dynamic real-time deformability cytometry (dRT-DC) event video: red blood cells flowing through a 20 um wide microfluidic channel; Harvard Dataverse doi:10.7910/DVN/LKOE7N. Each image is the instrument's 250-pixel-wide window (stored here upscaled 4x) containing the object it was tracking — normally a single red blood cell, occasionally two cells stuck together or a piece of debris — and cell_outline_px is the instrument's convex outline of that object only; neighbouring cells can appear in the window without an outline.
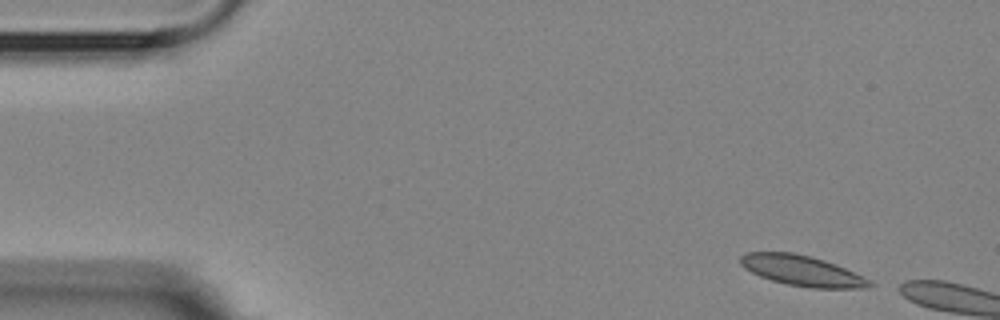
{"species": "Egyptian fruit bat (a non-hibernating species)", "species_latin": "Rousettus aegyptiacus", "temperature_condition": "room temperature", "stored_images_in_passage": 2, "camera_frame_rate_fps": 3000, "um_per_image_px": 0.085, "animal": {"sex": "female"}, "frame": {"image": 1, "passage_image": 1, "time_ms": 0.0, "image_size_px": [1000, 320], "cell_outline_px": [[876, 284], [868, 288], [808, 288], [788, 284], [772, 280], [760, 276], [744, 268], [740, 264], [740, 256], [748, 252], [792, 252], [812, 256], [836, 264], [872, 280]], "centroid_in_image_um": [68.22, 23.01], "position_along_channel_um": 16.8, "area_um2": 23.06}}